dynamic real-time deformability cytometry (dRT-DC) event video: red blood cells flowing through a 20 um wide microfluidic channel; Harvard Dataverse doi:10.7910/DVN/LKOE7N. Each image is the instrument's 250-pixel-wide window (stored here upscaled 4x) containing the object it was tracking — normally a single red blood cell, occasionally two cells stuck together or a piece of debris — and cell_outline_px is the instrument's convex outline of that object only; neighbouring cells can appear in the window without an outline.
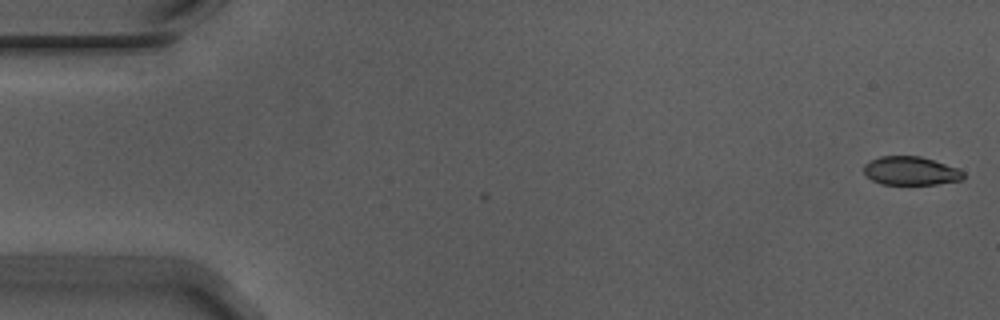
{"species": "Egyptian fruit bat (a non-hibernating species)", "species_latin": "Rousettus aegyptiacus", "temperature_condition": "warm", "stored_images_in_passage": 4, "camera_frame_rate_fps": 3000, "um_per_image_px": 0.085, "animal": {"sex": "male"}, "frame": {"image": 1, "passage_image": 1, "time_ms": 0.0, "image_size_px": [1000, 320], "cell_outline_px": [[964, 180], [936, 184], [880, 184], [872, 180], [864, 172], [864, 164], [880, 156], [920, 156], [956, 168], [964, 172]], "centroid_in_image_um": [77.41, 14.53], "position_along_channel_um": 7.6, "area_um2": 16.42}}